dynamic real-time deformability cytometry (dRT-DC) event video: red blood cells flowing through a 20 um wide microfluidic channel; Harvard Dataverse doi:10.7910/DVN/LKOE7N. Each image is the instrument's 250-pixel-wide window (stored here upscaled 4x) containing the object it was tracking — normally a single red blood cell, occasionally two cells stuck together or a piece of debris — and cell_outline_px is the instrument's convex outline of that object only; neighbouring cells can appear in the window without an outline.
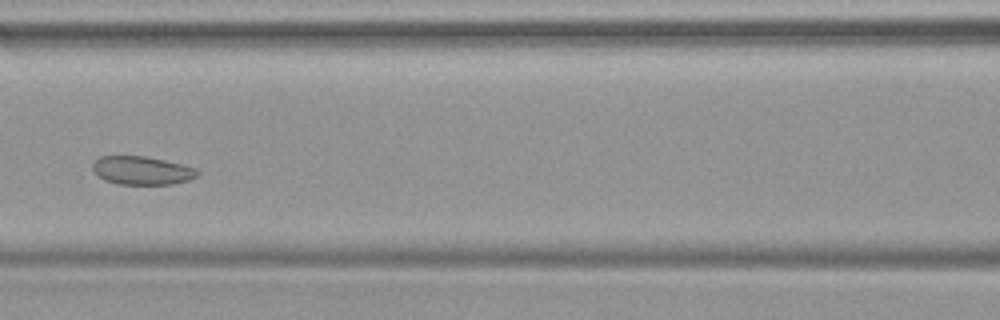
{"species": "common noctule bat (a hibernating species)", "species_latin": "Nyctalus noctula", "temperature_condition": "warm", "stored_images_in_passage": 44, "camera_frame_rate_fps": 3000, "um_per_image_px": 0.085, "animal": {"sex": "female", "body_mass_g": 19.9}, "frame": {"image": 1, "passage_image": 18, "time_ms": 5.667, "image_size_px": [1000, 320], "cell_outline_px": [[200, 176], [188, 180], [172, 184], [116, 184], [104, 180], [96, 176], [92, 168], [92, 164], [100, 156], [148, 156], [196, 168], [200, 172]], "centroid_in_image_um": [12.06, 14.49], "position_along_channel_um": 154.5, "area_um2": 17.51}}
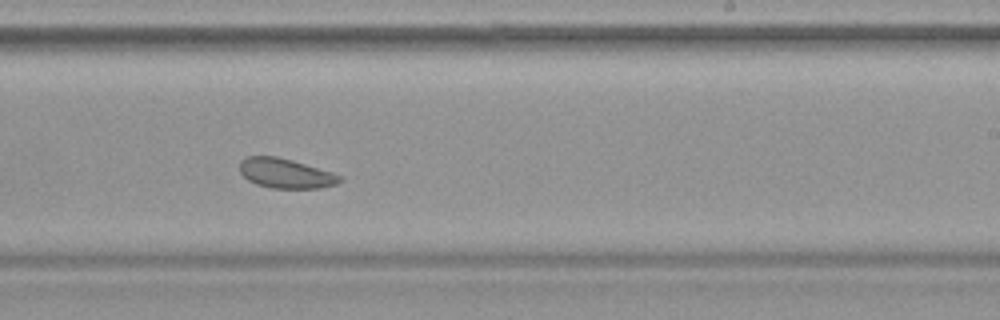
{"frame": {"image": 2, "passage_image": 26, "time_ms": 8.333, "image_size_px": [1000, 320], "cell_outline_px": [[344, 180], [336, 184], [320, 188], [272, 188], [256, 184], [248, 180], [240, 172], [240, 160], [244, 156], [276, 156], [292, 160], [332, 172], [340, 176]], "centroid_in_image_um": [24.26, 14.73], "position_along_channel_um": 264.7, "area_um2": 17.34}}
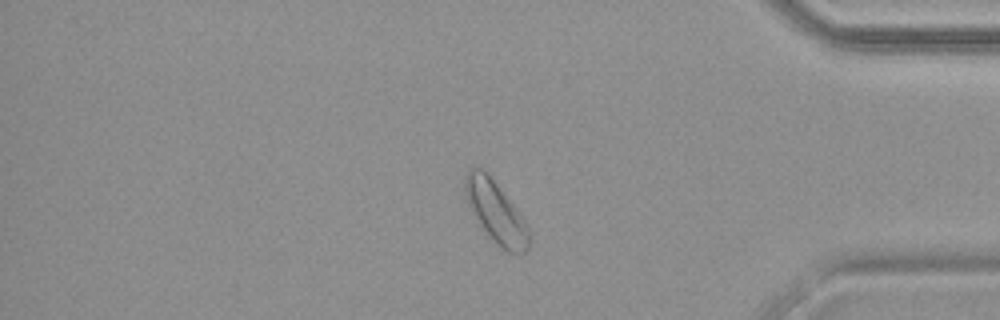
{"frame": {"image": 3, "passage_image": 37, "time_ms": 12.0, "image_size_px": [1000, 320], "cell_outline_px": [[528, 248], [524, 252], [508, 252], [500, 248], [492, 240], [480, 224], [472, 212], [468, 204], [464, 192], [464, 176], [468, 168], [472, 164], [476, 164], [484, 168], [488, 172], [524, 220], [528, 228]], "centroid_in_image_um": [42.07, 17.92], "position_along_channel_um": 393.1, "area_um2": 22.89}}